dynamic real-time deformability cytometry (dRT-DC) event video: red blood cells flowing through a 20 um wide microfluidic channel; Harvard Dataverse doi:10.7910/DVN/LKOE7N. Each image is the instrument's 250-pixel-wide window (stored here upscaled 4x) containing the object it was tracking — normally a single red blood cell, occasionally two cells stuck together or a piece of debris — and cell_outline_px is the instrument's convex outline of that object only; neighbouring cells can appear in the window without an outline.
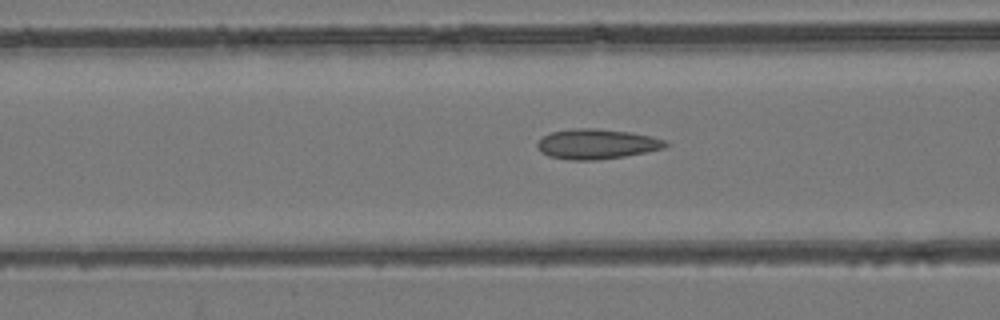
{"species": "common noctule bat (a hibernating species)", "species_latin": "Nyctalus noctula", "temperature_condition": "room temperature", "stored_images_in_passage": 18, "camera_frame_rate_fps": 3000, "um_per_image_px": 0.085, "animal": {"sex": "female", "body_mass_g": 24.6, "forearm_length_mm": 56.2}, "frame": {"image": 1, "passage_image": 10, "time_ms": 3.0, "image_size_px": [1000, 320], "cell_outline_px": [[672, 144], [664, 148], [624, 156], [596, 160], [572, 160], [548, 156], [540, 152], [536, 148], [536, 144], [544, 136], [552, 132], [572, 128], [596, 128], [632, 132], [652, 136], [664, 140]], "centroid_in_image_um": [50.72, 12.23], "position_along_channel_um": 115.9, "area_um2": 22.54}}
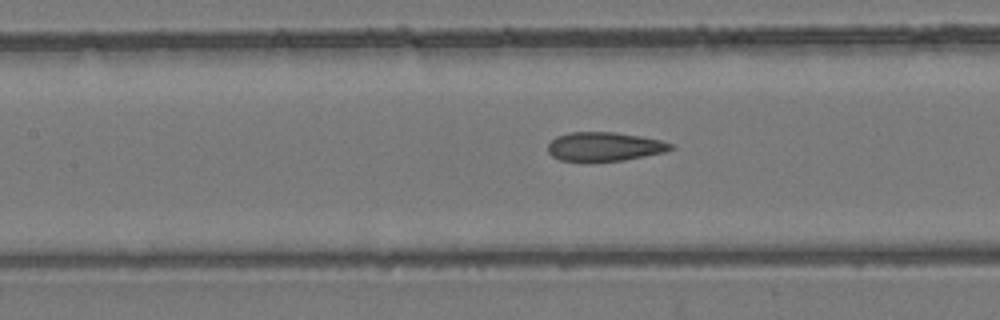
{"frame": {"image": 2, "passage_image": 13, "time_ms": 4.0, "image_size_px": [1000, 320], "cell_outline_px": [[676, 148], [664, 152], [624, 160], [560, 160], [552, 156], [548, 152], [548, 144], [556, 136], [568, 132], [616, 132], [640, 136], [660, 140], [676, 144]], "centroid_in_image_um": [51.41, 12.44], "position_along_channel_um": 156.0, "area_um2": 20.58}}
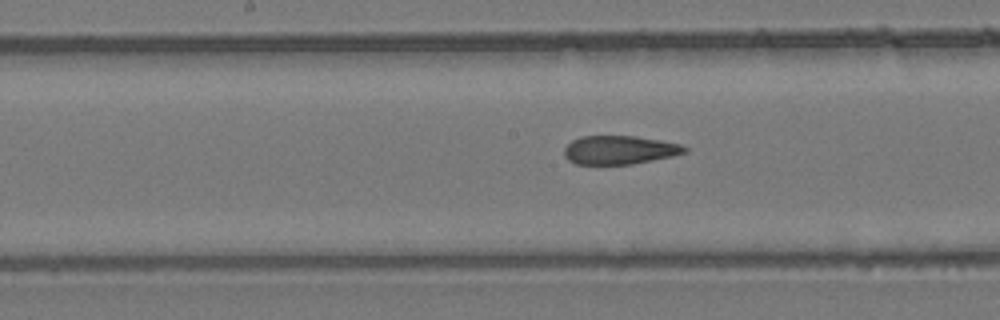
{"frame": {"image": 3, "passage_image": 16, "time_ms": 5.0, "image_size_px": [1000, 320], "cell_outline_px": [[688, 152], [672, 156], [632, 164], [576, 164], [568, 160], [564, 156], [564, 148], [572, 140], [580, 136], [636, 136], [660, 140], [680, 144], [688, 148]], "centroid_in_image_um": [52.65, 12.74], "position_along_channel_um": 195.6, "area_um2": 20.11}}